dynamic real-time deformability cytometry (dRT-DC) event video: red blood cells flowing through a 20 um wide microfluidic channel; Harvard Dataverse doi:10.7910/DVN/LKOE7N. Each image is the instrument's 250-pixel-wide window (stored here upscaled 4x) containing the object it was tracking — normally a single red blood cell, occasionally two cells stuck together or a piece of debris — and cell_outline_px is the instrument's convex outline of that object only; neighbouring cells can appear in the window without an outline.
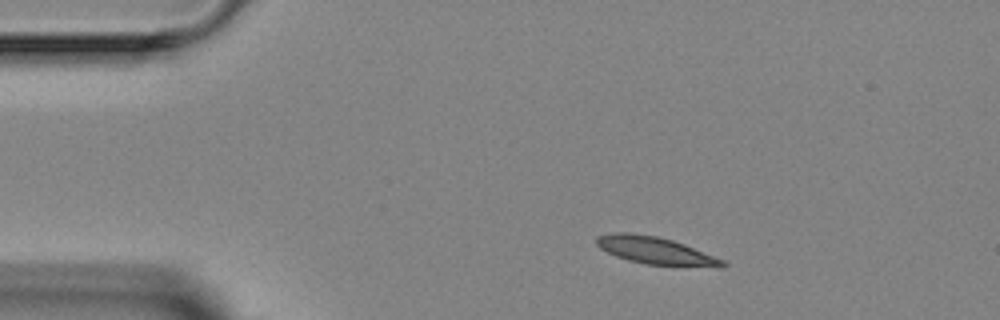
{"species": "Egyptian fruit bat (a non-hibernating species)", "species_latin": "Rousettus aegyptiacus", "temperature_condition": "room temperature", "stored_images_in_passage": 2, "camera_frame_rate_fps": 3000, "um_per_image_px": 0.085, "animal": {"sex": "female"}, "frame": {"image": 1, "passage_image": 1, "time_ms": 0.0, "image_size_px": [1000, 320], "cell_outline_px": [[728, 264], [724, 268], [720, 268], [648, 264], [628, 260], [616, 256], [600, 248], [596, 244], [596, 236], [616, 232], [628, 232], [656, 236], [672, 240], [684, 244], [724, 260]], "centroid_in_image_um": [55.75, 21.31], "position_along_channel_um": 29.2, "area_um2": 20.11}}